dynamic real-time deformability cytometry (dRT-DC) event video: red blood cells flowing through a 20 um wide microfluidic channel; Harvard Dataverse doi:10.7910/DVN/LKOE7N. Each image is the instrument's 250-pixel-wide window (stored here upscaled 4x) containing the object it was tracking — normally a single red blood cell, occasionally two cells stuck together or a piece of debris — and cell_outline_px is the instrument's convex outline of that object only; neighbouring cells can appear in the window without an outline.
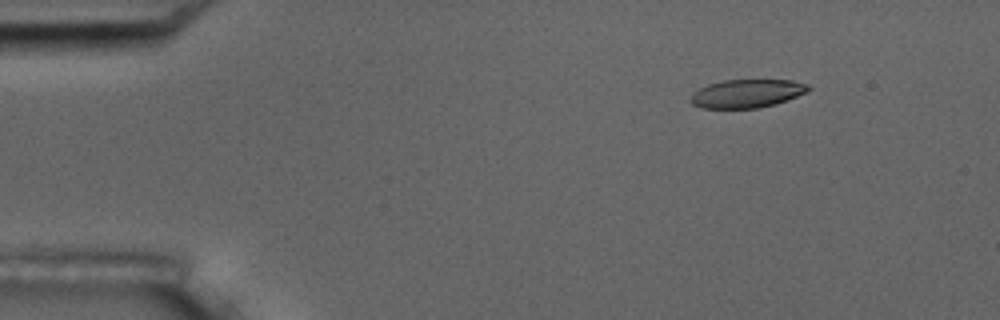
{"species": "common noctule bat (a hibernating species)", "species_latin": "Nyctalus noctula", "temperature_condition": "room temperature", "stored_images_in_passage": 4, "camera_frame_rate_fps": 3000, "um_per_image_px": 0.085, "animal": {"sex": "male", "body_mass_g": 17.5, "forearm_length_mm": 52.3}, "frame": {"image": 1, "passage_image": 2, "time_ms": 1.333, "image_size_px": [1000, 320], "cell_outline_px": [[812, 88], [808, 92], [776, 104], [760, 108], [704, 108], [692, 104], [688, 100], [692, 92], [708, 84], [724, 80], [792, 80], [808, 84]], "centroid_in_image_um": [63.49, 7.95], "position_along_channel_um": 21.5, "area_um2": 19.65}}